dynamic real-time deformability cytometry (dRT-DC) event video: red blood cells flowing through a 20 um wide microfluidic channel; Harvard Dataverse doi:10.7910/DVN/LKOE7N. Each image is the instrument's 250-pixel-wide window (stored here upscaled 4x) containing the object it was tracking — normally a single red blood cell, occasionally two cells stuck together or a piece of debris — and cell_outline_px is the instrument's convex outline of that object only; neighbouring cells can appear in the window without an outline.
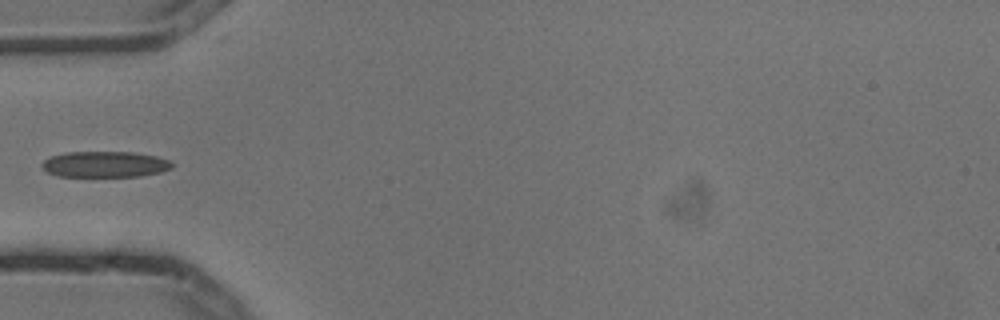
{"species": "common noctule bat (a hibernating species)", "species_latin": "Nyctalus noctula", "temperature_condition": "cold", "stored_images_in_passage": 6, "camera_frame_rate_fps": 3000, "um_per_image_px": 0.085, "animal": {"sex": "male", "body_mass_g": 13.3}, "frame": {"image": 1, "passage_image": 5, "time_ms": 1.333, "image_size_px": [1000, 320], "cell_outline_px": [[172, 168], [160, 172], [140, 176], [56, 176], [40, 168], [40, 164], [44, 160], [52, 156], [68, 152], [132, 152], [156, 156], [168, 160], [172, 164]], "centroid_in_image_um": [8.88, 13.97], "position_along_channel_um": 76.1, "area_um2": 19.59}}